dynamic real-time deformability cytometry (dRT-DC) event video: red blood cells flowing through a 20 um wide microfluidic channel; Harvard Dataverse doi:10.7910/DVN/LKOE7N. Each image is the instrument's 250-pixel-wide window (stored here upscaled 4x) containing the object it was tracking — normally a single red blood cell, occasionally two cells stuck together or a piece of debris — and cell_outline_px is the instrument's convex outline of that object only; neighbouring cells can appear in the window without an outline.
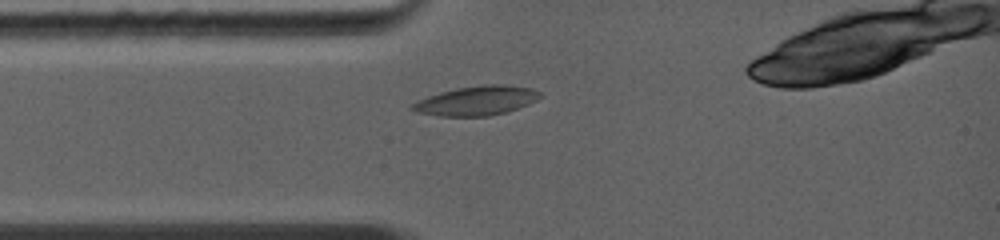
{"species": "common noctule bat (a hibernating species)", "species_latin": "Nyctalus noctula", "temperature_condition": "warm", "stored_images_in_passage": 4, "camera_frame_rate_fps": 5000, "um_per_image_px": 0.085, "animal": {"sex": "female", "body_mass_g": 19.0, "forearm_length_mm": 56.7}, "frame": {"image": 1, "passage_image": 3, "time_ms": 1.8, "image_size_px": [1000, 240], "cell_outline_px": [[544, 96], [528, 104], [504, 112], [488, 116], [440, 116], [420, 112], [408, 108], [412, 104], [428, 96], [440, 92], [456, 88], [488, 84], [504, 84], [532, 88], [540, 92]], "centroid_in_image_um": [40.54, 8.54], "position_along_channel_um": 44.5, "area_um2": 21.62}}
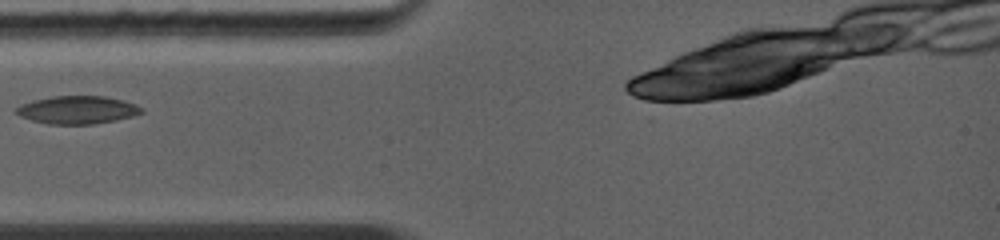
{"frame": {"image": 2, "passage_image": 4, "time_ms": 2.6, "image_size_px": [1000, 240], "cell_outline_px": [[144, 112], [132, 116], [116, 120], [92, 124], [48, 124], [32, 120], [20, 116], [12, 112], [20, 104], [32, 100], [52, 96], [104, 96], [124, 100], [136, 104], [144, 108]], "centroid_in_image_um": [6.57, 9.33], "position_along_channel_um": 78.4, "area_um2": 20.58}}